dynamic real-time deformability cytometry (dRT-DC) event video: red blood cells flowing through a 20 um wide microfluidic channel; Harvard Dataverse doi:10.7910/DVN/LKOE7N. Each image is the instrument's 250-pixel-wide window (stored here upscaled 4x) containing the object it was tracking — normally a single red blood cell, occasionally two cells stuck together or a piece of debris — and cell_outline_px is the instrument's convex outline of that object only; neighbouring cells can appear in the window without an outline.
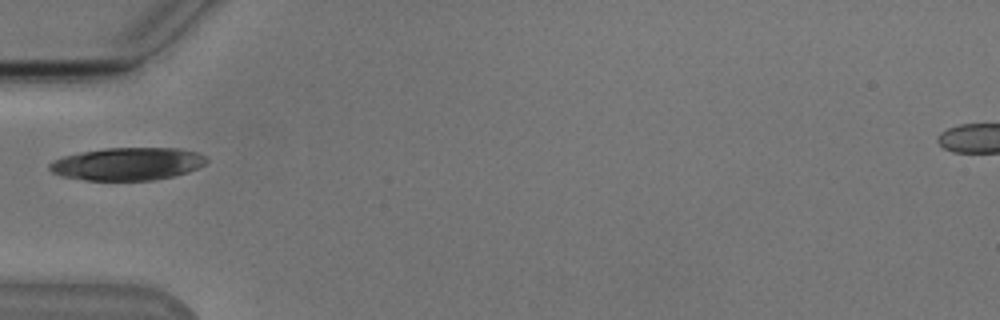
{"species": "Egyptian fruit bat (a non-hibernating species)", "species_latin": "Rousettus aegyptiacus", "temperature_condition": "cold", "stored_images_in_passage": 6, "camera_frame_rate_fps": 3000, "um_per_image_px": 0.085, "animal": {"sex": "male"}, "frame": {"image": 1, "passage_image": 1, "time_ms": 0.0, "image_size_px": [1000, 320], "cell_outline_px": [[208, 160], [204, 164], [188, 172], [172, 176], [152, 180], [84, 180], [60, 176], [52, 172], [48, 168], [48, 164], [52, 160], [64, 156], [80, 152], [104, 148], [180, 148], [196, 152], [204, 156]], "centroid_in_image_um": [10.79, 13.93], "position_along_channel_um": 74.2, "area_um2": 29.94}}